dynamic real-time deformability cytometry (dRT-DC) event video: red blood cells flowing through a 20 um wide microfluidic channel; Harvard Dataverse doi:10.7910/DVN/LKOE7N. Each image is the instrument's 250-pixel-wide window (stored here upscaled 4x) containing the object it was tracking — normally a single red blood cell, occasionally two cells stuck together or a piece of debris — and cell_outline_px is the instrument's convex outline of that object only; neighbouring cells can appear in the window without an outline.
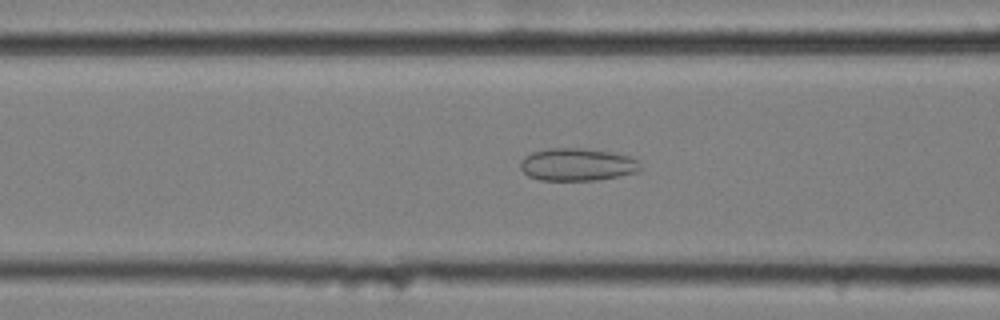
{"species": "common noctule bat (a hibernating species)", "species_latin": "Nyctalus noctula", "temperature_condition": "cold", "stored_images_in_passage": 58, "camera_frame_rate_fps": 3000, "um_per_image_px": 0.085, "animal": {"sex": "female", "body_mass_g": 25.1}, "frame": {"image": 1, "passage_image": 23, "time_ms": 7.333, "image_size_px": [1000, 320], "cell_outline_px": [[640, 172], [596, 180], [540, 180], [528, 176], [520, 168], [520, 160], [524, 156], [532, 152], [548, 148], [580, 148], [608, 152], [628, 156], [636, 160], [640, 168]], "centroid_in_image_um": [49.01, 13.99], "position_along_channel_um": 117.6, "area_um2": 22.66}}
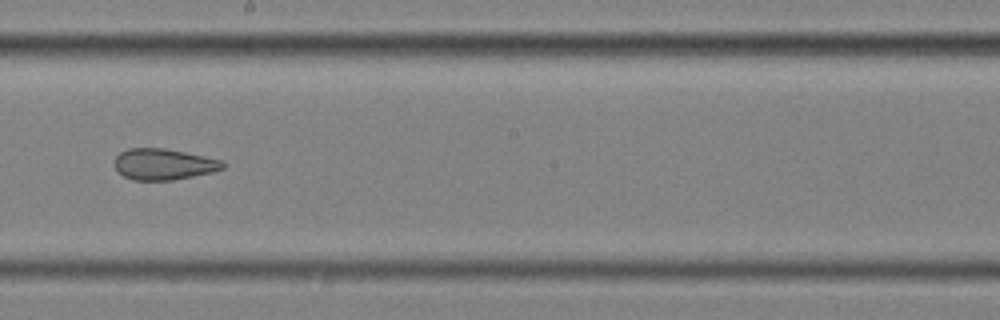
{"frame": {"image": 2, "passage_image": 33, "time_ms": 10.667, "image_size_px": [1000, 320], "cell_outline_px": [[224, 168], [212, 172], [172, 180], [132, 180], [124, 176], [116, 168], [116, 156], [120, 152], [128, 148], [164, 148], [204, 156], [220, 160], [224, 164]], "centroid_in_image_um": [13.9, 13.96], "position_along_channel_um": 234.3, "area_um2": 19.36}}
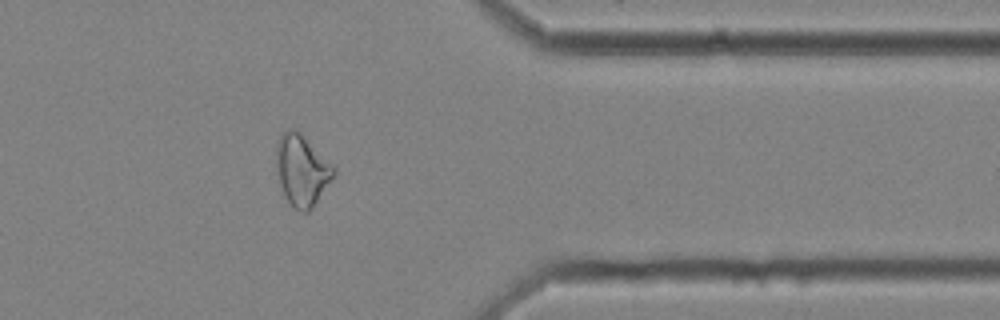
{"frame": {"image": 3, "passage_image": 47, "time_ms": 15.333, "image_size_px": [1000, 320], "cell_outline_px": [[336, 172], [312, 208], [308, 212], [300, 212], [288, 200], [280, 184], [276, 164], [276, 144], [280, 136], [288, 128], [296, 128], [336, 168]], "centroid_in_image_um": [25.65, 14.43], "position_along_channel_um": 385.7, "area_um2": 23.41}, "authors_computed_cell_mechanics": {"area_um2": 25.5765, "velocity_mm_per_s": 3.5116, "shape_relaxation_time_tau1_ms": null, "shape_relaxation_time_tau2_ms": 2.2431, "deformation_change_tau1": null, "deformation_change_tau2": 0.1022}}